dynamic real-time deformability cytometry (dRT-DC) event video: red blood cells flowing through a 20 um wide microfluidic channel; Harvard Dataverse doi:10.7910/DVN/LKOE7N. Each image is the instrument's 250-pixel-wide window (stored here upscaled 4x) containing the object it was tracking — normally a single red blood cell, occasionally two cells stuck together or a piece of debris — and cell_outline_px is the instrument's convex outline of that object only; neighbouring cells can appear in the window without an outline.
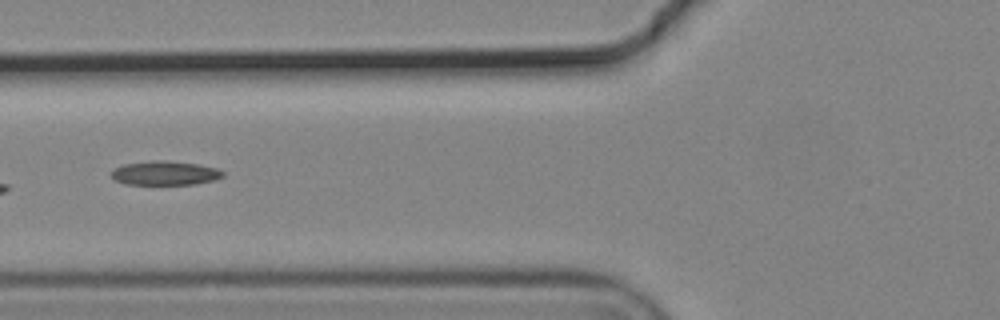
{"species": "common noctule bat (a hibernating species)", "species_latin": "Nyctalus noctula", "temperature_condition": "cold", "stored_images_in_passage": 9, "camera_frame_rate_fps": 3000, "um_per_image_px": 0.085, "animal": {"sex": "male", "body_mass_g": 19.2, "forearm_length_mm": 51.8}, "frame": {"image": 1, "passage_image": 6, "time_ms": 1.667, "image_size_px": [1000, 320], "cell_outline_px": [[224, 176], [216, 180], [196, 184], [124, 184], [112, 180], [112, 168], [124, 164], [152, 160], [164, 160], [196, 164], [216, 168], [224, 172]], "centroid_in_image_um": [14.0, 14.71], "position_along_channel_um": 111.8, "area_um2": 15.78}}
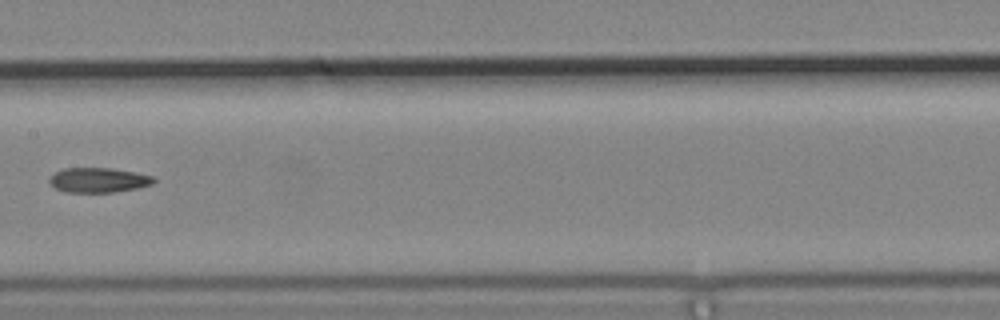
{"frame": {"image": 2, "passage_image": 8, "time_ms": 2.333, "image_size_px": [1000, 320], "cell_outline_px": [[156, 180], [152, 184], [136, 188], [112, 192], [64, 192], [56, 188], [48, 180], [48, 176], [64, 168], [112, 168], [152, 176]], "centroid_in_image_um": [8.33, 15.3], "position_along_channel_um": 199.1, "area_um2": 14.91}}
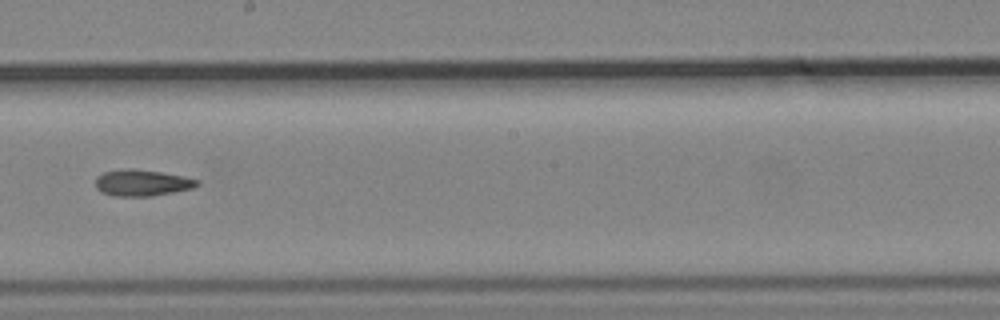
{"frame": {"image": 3, "passage_image": 9, "time_ms": 2.667, "image_size_px": [1000, 320], "cell_outline_px": [[200, 184], [192, 188], [152, 196], [112, 196], [100, 192], [96, 188], [96, 176], [104, 172], [124, 168], [132, 168], [160, 172], [184, 176], [200, 180]], "centroid_in_image_um": [12.05, 15.53], "position_along_channel_um": 236.2, "area_um2": 15.72}}